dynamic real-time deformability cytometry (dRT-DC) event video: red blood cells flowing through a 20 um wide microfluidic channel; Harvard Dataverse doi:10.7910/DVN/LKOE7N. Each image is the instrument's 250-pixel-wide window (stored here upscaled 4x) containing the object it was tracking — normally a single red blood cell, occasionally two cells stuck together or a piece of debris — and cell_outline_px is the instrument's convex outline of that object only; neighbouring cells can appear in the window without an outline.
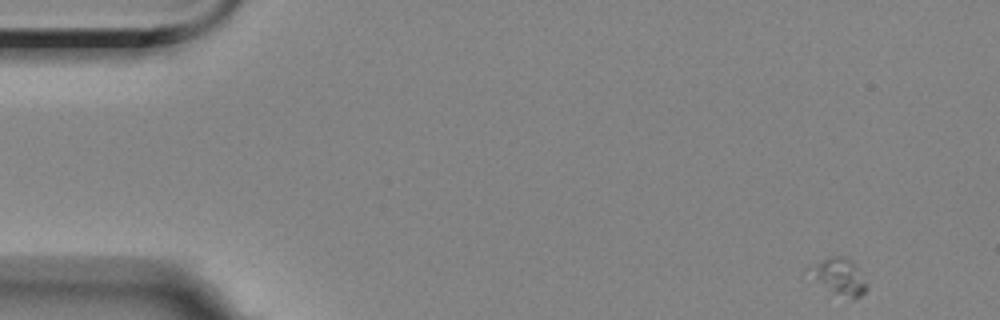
{"species": "Egyptian fruit bat (a non-hibernating species)", "species_latin": "Rousettus aegyptiacus", "temperature_condition": "room temperature", "stored_images_in_passage": 5, "camera_frame_rate_fps": 3000, "um_per_image_px": 0.085, "animal": {"sex": "female"}, "frame": {"image": 1, "passage_image": 1, "time_ms": 0.0, "image_size_px": [1000, 320], "cell_outline_px": [[868, 288], [860, 296], [852, 296], [832, 292], [816, 280], [804, 268], [828, 256], [840, 256], [848, 260], [856, 268], [868, 284]], "centroid_in_image_um": [71.27, 23.46], "position_along_channel_um": 13.7, "area_um2": 11.56}}